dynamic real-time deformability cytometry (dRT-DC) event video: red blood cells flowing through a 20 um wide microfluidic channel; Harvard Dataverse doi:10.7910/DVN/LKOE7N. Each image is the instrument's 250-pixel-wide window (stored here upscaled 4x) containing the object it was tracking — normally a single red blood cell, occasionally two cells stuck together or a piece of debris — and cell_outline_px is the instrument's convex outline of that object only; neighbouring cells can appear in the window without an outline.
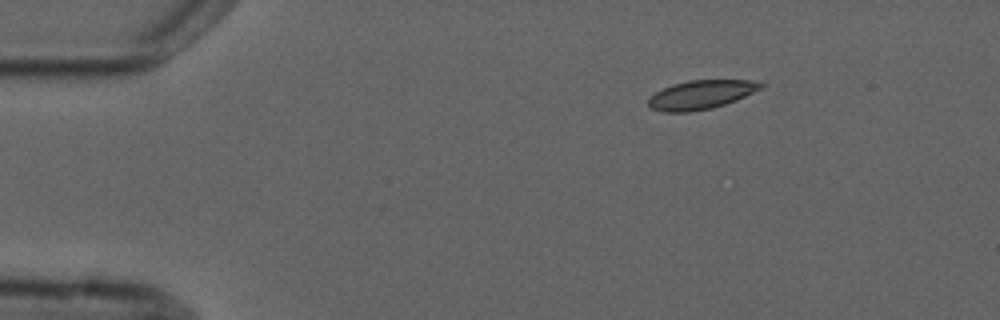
{"species": "common noctule bat (a hibernating species)", "species_latin": "Nyctalus noctula", "temperature_condition": "cold", "stored_images_in_passage": 4, "camera_frame_rate_fps": 3000, "um_per_image_px": 0.085, "animal": {"sex": "male", "forearm_length_mm": 52.5}, "frame": {"image": 1, "passage_image": 1, "time_ms": 0.0, "image_size_px": [1000, 320], "cell_outline_px": [[764, 88], [736, 100], [712, 108], [688, 112], [664, 112], [652, 108], [648, 104], [648, 96], [672, 84], [688, 80], [760, 80], [764, 84]], "centroid_in_image_um": [59.62, 8.03], "position_along_channel_um": 25.4, "area_um2": 19.07}}
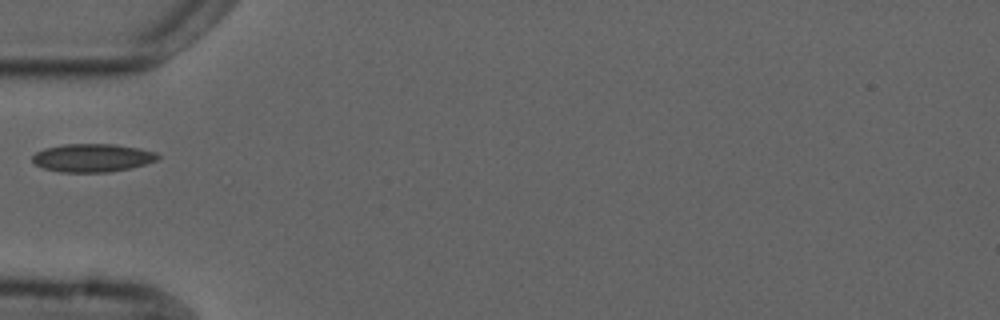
{"frame": {"image": 2, "passage_image": 4, "time_ms": 3.333, "image_size_px": [1000, 320], "cell_outline_px": [[160, 156], [156, 160], [144, 164], [128, 168], [108, 172], [60, 172], [44, 168], [36, 164], [32, 160], [32, 156], [36, 152], [44, 148], [64, 144], [116, 144], [140, 148], [156, 152]], "centroid_in_image_um": [7.84, 13.4], "position_along_channel_um": 77.2, "area_um2": 20.52}}